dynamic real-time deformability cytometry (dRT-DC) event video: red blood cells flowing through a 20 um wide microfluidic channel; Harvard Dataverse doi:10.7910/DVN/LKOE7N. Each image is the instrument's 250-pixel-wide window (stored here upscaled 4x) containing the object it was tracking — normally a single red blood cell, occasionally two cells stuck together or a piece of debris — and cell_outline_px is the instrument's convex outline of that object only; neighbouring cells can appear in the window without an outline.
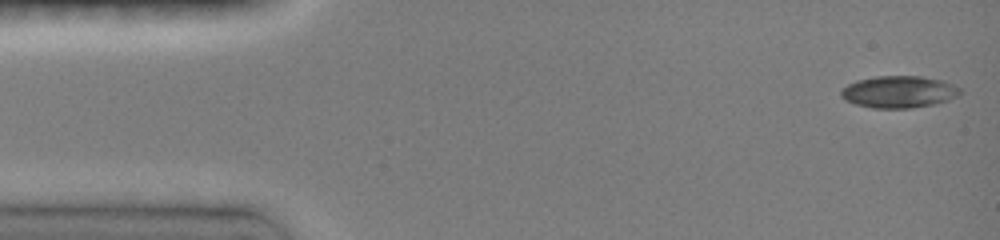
{"species": "common noctule bat (a hibernating species)", "species_latin": "Nyctalus noctula", "temperature_condition": "room temperature", "stored_images_in_passage": 46, "camera_frame_rate_fps": 3000, "um_per_image_px": 0.085, "animal": {"sex": "female", "body_mass_g": 19.0, "forearm_length_mm": 51.5}, "frame": {"image": 1, "passage_image": 1, "time_ms": 0.0, "image_size_px": [1000, 240], "cell_outline_px": [[960, 96], [948, 100], [932, 104], [912, 108], [872, 108], [856, 104], [844, 100], [840, 96], [840, 92], [848, 84], [856, 80], [876, 76], [920, 76], [944, 80], [960, 88]], "centroid_in_image_um": [76.4, 7.8], "position_along_channel_um": 8.6, "area_um2": 22.25}}
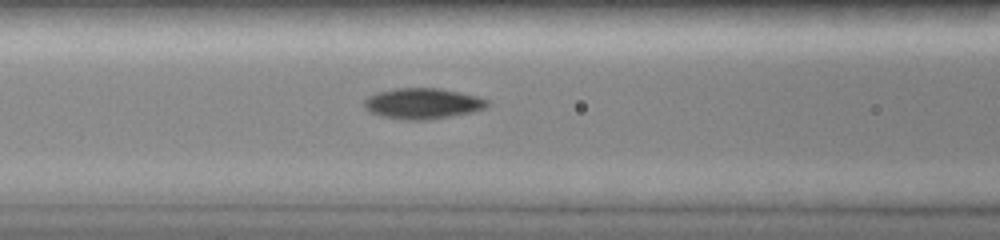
{"frame": {"image": 2, "passage_image": 18, "time_ms": 5.667, "image_size_px": [1000, 240], "cell_outline_px": [[488, 104], [484, 108], [472, 112], [452, 116], [428, 120], [404, 120], [380, 116], [368, 112], [364, 108], [364, 100], [368, 96], [376, 92], [392, 88], [440, 88], [460, 92], [476, 96], [488, 100]], "centroid_in_image_um": [35.87, 8.8], "position_along_channel_um": 130.7, "area_um2": 22.31}}
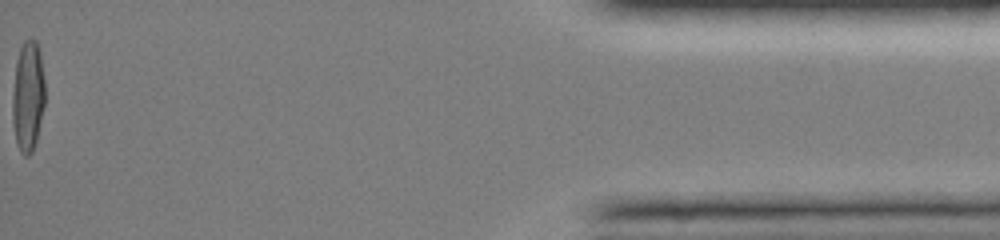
{"frame": {"image": 3, "passage_image": 46, "time_ms": 15.0, "image_size_px": [1000, 240], "cell_outline_px": [[44, 104], [36, 140], [32, 152], [28, 156], [24, 156], [20, 152], [16, 140], [12, 120], [12, 96], [16, 60], [20, 48], [24, 40], [36, 40], [40, 48], [44, 80]], "centroid_in_image_um": [2.37, 8.16], "position_along_channel_um": 432.8, "area_um2": 20.98}, "authors_computed_cell_mechanics": {"area_um2": 20.8947, "velocity_mm_per_s": 4.1407, "shape_relaxation_time_tau1_ms": 10.4267, "shape_relaxation_time_tau2_ms": 1.798, "deformation_change_tau1": 0.3368, "deformation_change_tau2": 0.0479}}